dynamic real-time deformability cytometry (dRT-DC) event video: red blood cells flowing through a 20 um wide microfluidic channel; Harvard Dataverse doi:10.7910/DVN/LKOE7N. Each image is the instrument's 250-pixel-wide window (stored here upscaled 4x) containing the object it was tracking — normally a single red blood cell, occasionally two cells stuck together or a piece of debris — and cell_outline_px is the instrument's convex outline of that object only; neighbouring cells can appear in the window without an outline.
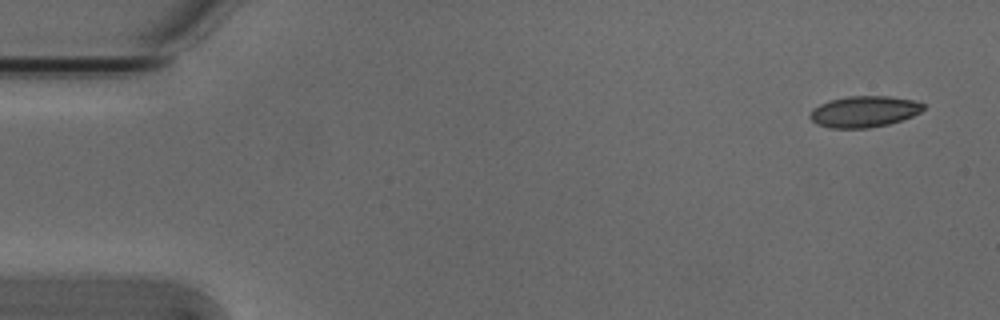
{"species": "Egyptian fruit bat (a non-hibernating species)", "species_latin": "Rousettus aegyptiacus", "temperature_condition": "cold", "stored_images_in_passage": 4, "camera_frame_rate_fps": 3000, "um_per_image_px": 0.085, "animal": {"sex": "male"}, "frame": {"image": 1, "passage_image": 1, "time_ms": 0.0, "image_size_px": [1000, 320], "cell_outline_px": [[924, 108], [920, 112], [912, 116], [888, 124], [868, 128], [828, 128], [816, 124], [808, 116], [812, 108], [828, 100], [848, 96], [888, 96], [912, 100], [924, 104]], "centroid_in_image_um": [73.39, 9.48], "position_along_channel_um": 11.6, "area_um2": 20.63}}
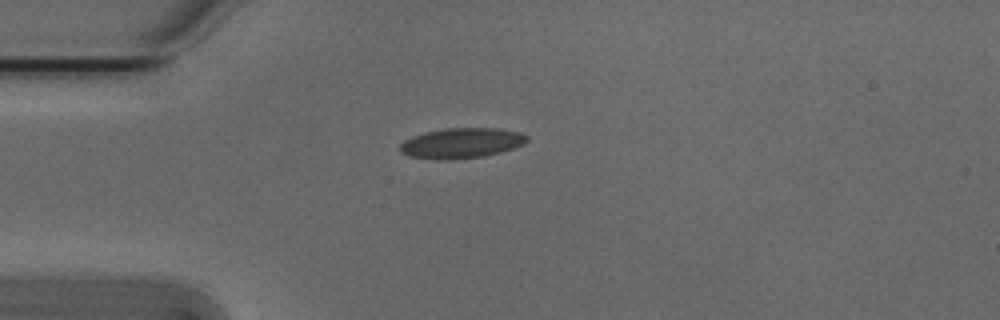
{"frame": {"image": 2, "passage_image": 4, "time_ms": 1.0, "image_size_px": [1000, 320], "cell_outline_px": [[528, 140], [524, 144], [500, 152], [484, 156], [452, 160], [436, 160], [412, 156], [400, 152], [400, 144], [404, 140], [412, 136], [424, 132], [444, 128], [496, 128], [520, 132], [528, 136]], "centroid_in_image_um": [39.21, 12.16], "position_along_channel_um": 45.8, "area_um2": 22.48}}